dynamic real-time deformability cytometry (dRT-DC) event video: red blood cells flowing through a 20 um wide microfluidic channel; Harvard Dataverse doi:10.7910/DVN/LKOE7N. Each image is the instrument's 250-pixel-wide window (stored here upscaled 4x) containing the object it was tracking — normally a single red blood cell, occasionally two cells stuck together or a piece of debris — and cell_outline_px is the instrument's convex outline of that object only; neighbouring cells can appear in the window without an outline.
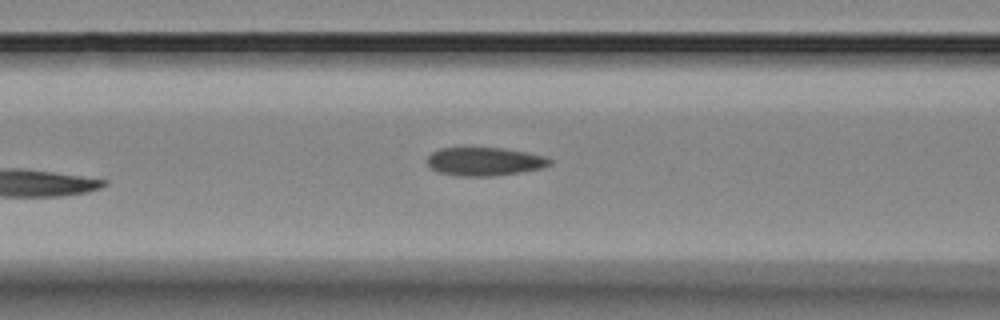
{"species": "Egyptian fruit bat (a non-hibernating species)", "species_latin": "Rousettus aegyptiacus", "temperature_condition": "room temperature", "stored_images_in_passage": 6, "segment_of_instrument_passage": [1, 2], "camera_frame_rate_fps": 3000, "um_per_image_px": 0.085, "animal": {"sex": "female"}, "frame": {"image": 1, "passage_image": 5, "time_ms": 4.667, "image_size_px": [1000, 320], "cell_outline_px": [[552, 164], [540, 168], [492, 176], [460, 176], [436, 172], [428, 164], [428, 156], [432, 152], [440, 148], [504, 148], [528, 152], [544, 156], [552, 160]], "centroid_in_image_um": [41.17, 13.72], "position_along_channel_um": 125.4, "area_um2": 20.11}}